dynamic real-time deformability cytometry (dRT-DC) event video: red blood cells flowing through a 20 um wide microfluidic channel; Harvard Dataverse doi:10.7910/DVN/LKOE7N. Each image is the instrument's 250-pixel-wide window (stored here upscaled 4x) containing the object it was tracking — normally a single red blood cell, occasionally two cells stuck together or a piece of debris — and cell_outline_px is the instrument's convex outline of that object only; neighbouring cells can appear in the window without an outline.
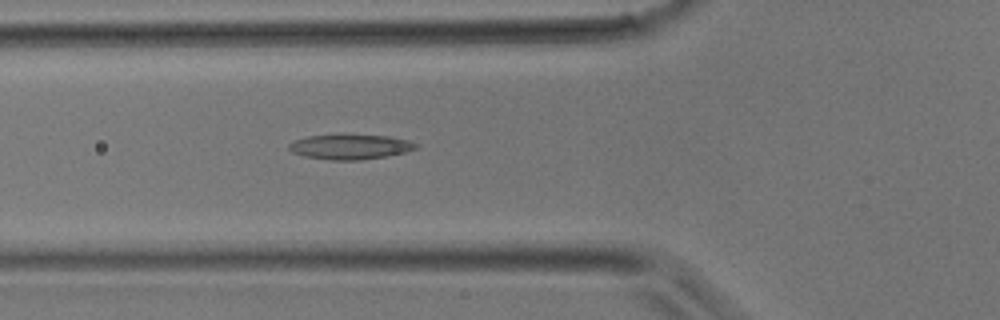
{"species": "common noctule bat (a hibernating species)", "species_latin": "Nyctalus noctula", "temperature_condition": "room temperature", "stored_images_in_passage": 38, "camera_frame_rate_fps": 3000, "um_per_image_px": 0.085, "animal": {"sex": "male", "body_mass_g": 17.9}, "frame": {"image": 1, "passage_image": 14, "time_ms": 4.333, "image_size_px": [1000, 320], "cell_outline_px": [[420, 148], [388, 156], [360, 160], [332, 160], [304, 156], [292, 152], [288, 148], [288, 144], [296, 140], [308, 136], [344, 132], [388, 136], [408, 140], [420, 144]], "centroid_in_image_um": [29.8, 12.44], "position_along_channel_um": 96.0, "area_um2": 19.25}}
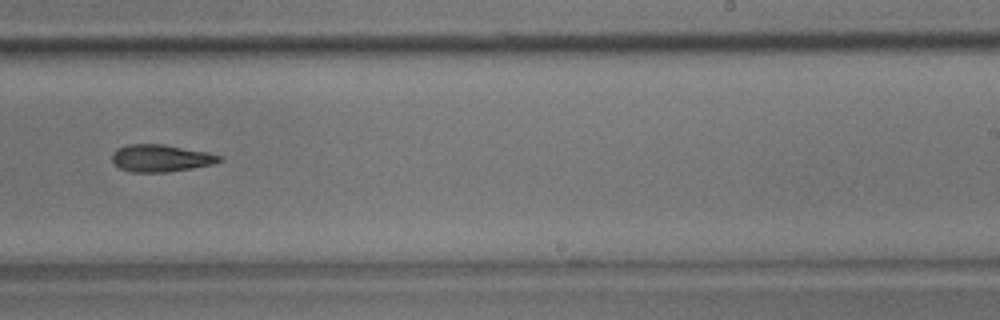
{"frame": {"image": 2, "passage_image": 24, "time_ms": 7.667, "image_size_px": [1000, 320], "cell_outline_px": [[224, 160], [212, 164], [192, 168], [168, 172], [132, 172], [120, 168], [112, 164], [112, 152], [116, 148], [128, 144], [164, 144], [208, 152], [224, 156]], "centroid_in_image_um": [13.67, 13.44], "position_along_channel_um": 275.3, "area_um2": 17.28}}
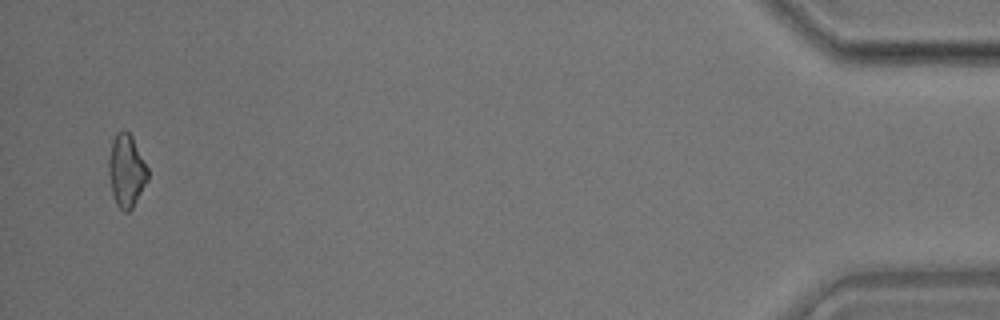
{"frame": {"image": 3, "passage_image": 37, "time_ms": 12.0, "image_size_px": [1000, 320], "cell_outline_px": [[148, 180], [132, 208], [128, 212], [124, 212], [116, 204], [112, 196], [108, 172], [108, 160], [112, 140], [116, 132], [124, 128], [132, 136], [148, 168]], "centroid_in_image_um": [10.73, 14.5], "position_along_channel_um": 424.5, "area_um2": 16.76}}